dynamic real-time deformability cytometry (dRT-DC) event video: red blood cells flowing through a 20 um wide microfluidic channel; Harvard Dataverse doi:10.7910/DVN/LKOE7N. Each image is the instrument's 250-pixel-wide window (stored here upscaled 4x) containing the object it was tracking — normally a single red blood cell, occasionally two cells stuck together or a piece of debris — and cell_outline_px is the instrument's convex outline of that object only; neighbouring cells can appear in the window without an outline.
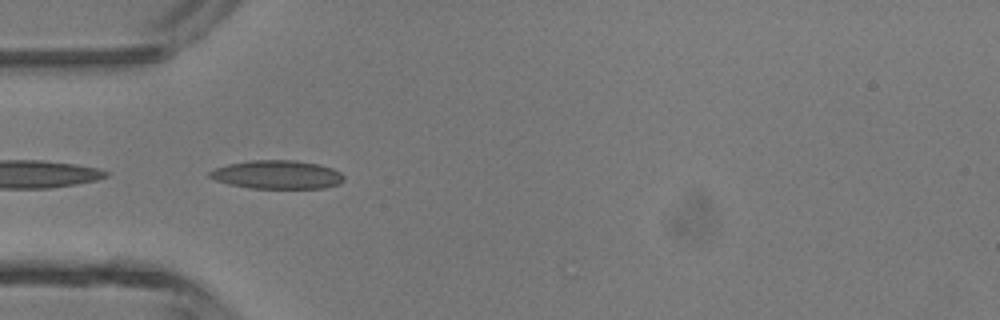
{"species": "common noctule bat (a hibernating species)", "species_latin": "Nyctalus noctula", "temperature_condition": "room temperature", "stored_images_in_passage": 19, "camera_frame_rate_fps": 3000, "um_per_image_px": 0.085, "animal": {"sex": "male", "body_mass_g": 13.3}, "frame": {"image": 1, "passage_image": 14, "time_ms": 4.333, "image_size_px": [1000, 320], "cell_outline_px": [[344, 180], [340, 184], [324, 188], [248, 188], [228, 184], [216, 180], [208, 176], [208, 172], [216, 168], [228, 164], [252, 160], [296, 160], [320, 164], [332, 168], [340, 172], [344, 176]], "centroid_in_image_um": [23.58, 14.84], "position_along_channel_um": 61.4, "area_um2": 22.43}}
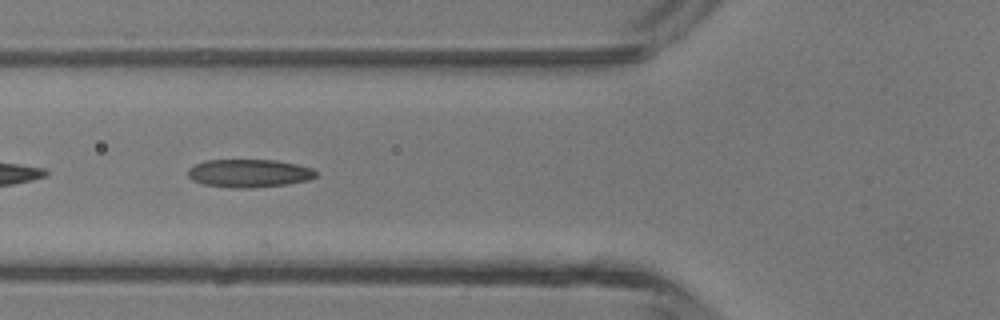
{"frame": {"image": 2, "passage_image": 17, "time_ms": 5.333, "image_size_px": [1000, 320], "cell_outline_px": [[316, 176], [308, 180], [288, 184], [248, 188], [232, 188], [204, 184], [192, 180], [188, 176], [188, 168], [204, 160], [276, 160], [296, 164], [312, 168], [316, 172]], "centroid_in_image_um": [21.16, 14.72], "position_along_channel_um": 104.6, "area_um2": 20.92}}